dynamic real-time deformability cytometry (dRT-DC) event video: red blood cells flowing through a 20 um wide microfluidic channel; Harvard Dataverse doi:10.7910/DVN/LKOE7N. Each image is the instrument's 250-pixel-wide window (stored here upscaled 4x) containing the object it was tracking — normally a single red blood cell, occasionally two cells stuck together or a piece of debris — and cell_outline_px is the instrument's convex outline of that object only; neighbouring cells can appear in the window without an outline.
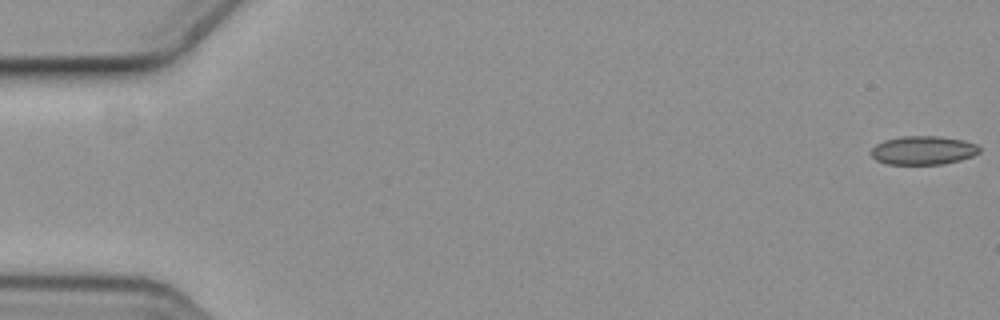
{"species": "common noctule bat (a hibernating species)", "species_latin": "Nyctalus noctula", "temperature_condition": "cold", "stored_images_in_passage": 5, "camera_frame_rate_fps": 3000, "um_per_image_px": 0.085, "animal": {"sex": "female", "body_mass_g": 19.3, "forearm_length_mm": 54.1}, "frame": {"image": 1, "passage_image": 1, "time_ms": 0.0, "image_size_px": [1000, 320], "cell_outline_px": [[980, 152], [972, 156], [960, 160], [944, 164], [888, 164], [876, 160], [868, 152], [876, 144], [884, 140], [900, 136], [940, 136], [964, 140], [976, 144], [980, 148]], "centroid_in_image_um": [78.45, 12.77], "position_along_channel_um": 6.5, "area_um2": 18.26}}